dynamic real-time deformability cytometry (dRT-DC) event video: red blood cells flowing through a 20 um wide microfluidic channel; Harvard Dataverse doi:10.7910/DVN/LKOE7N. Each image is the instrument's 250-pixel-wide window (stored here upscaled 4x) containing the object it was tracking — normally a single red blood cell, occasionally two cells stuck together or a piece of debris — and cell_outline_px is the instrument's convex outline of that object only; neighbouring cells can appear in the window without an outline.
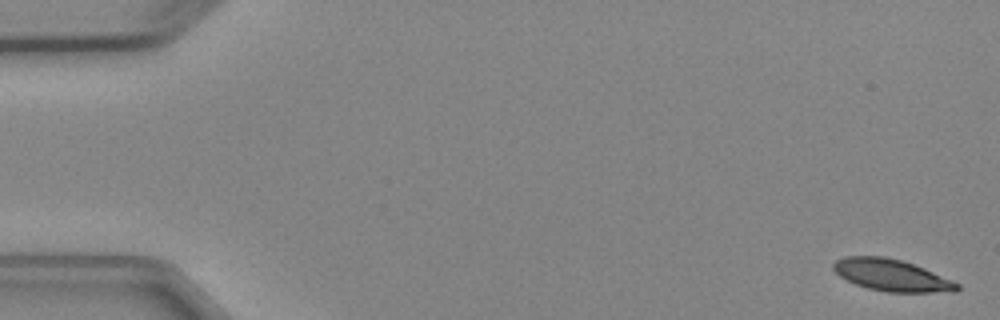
{"species": "Egyptian fruit bat (a non-hibernating species)", "species_latin": "Rousettus aegyptiacus", "temperature_condition": "cold", "stored_images_in_passage": 5, "camera_frame_rate_fps": 3000, "um_per_image_px": 0.085, "animal": {"sex": "female"}, "frame": {"image": 1, "passage_image": 1, "time_ms": 0.0, "image_size_px": [1000, 320], "cell_outline_px": [[960, 288], [956, 292], [884, 292], [868, 288], [856, 284], [840, 276], [832, 268], [832, 264], [836, 260], [844, 256], [884, 256], [900, 260], [924, 268], [952, 280], [960, 284]], "centroid_in_image_um": [75.79, 23.4], "position_along_channel_um": 9.2, "area_um2": 22.89}}
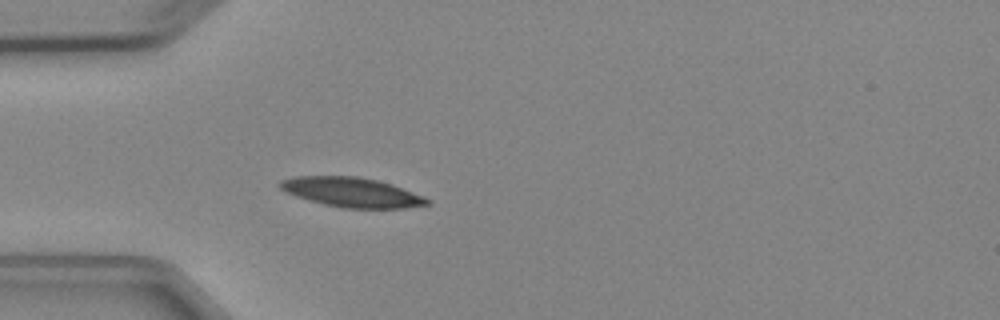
{"frame": {"image": 2, "passage_image": 5, "time_ms": 4.667, "image_size_px": [1000, 320], "cell_outline_px": [[432, 204], [404, 208], [340, 208], [324, 204], [296, 196], [280, 188], [276, 184], [280, 180], [296, 176], [356, 176], [376, 180], [392, 184], [424, 196], [432, 200]], "centroid_in_image_um": [29.93, 16.34], "position_along_channel_um": 55.1, "area_um2": 25.43}}